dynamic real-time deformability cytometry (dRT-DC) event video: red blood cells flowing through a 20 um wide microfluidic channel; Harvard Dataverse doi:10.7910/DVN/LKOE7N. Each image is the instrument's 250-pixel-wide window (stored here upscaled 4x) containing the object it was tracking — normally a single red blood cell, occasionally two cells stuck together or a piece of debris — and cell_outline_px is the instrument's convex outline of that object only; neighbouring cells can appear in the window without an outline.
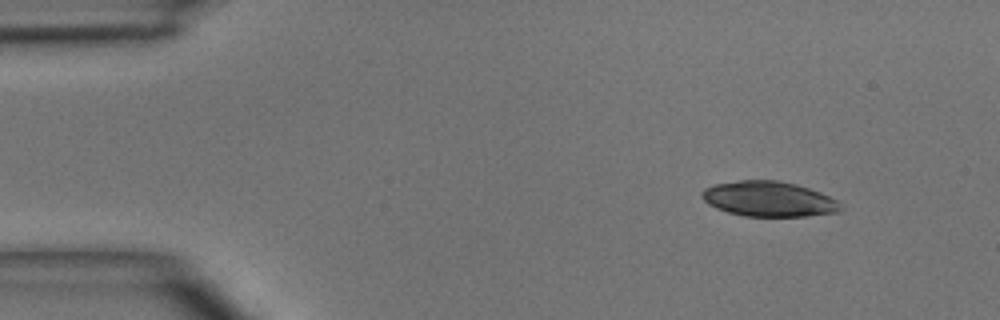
{"species": "common noctule bat (a hibernating species)", "species_latin": "Nyctalus noctula", "temperature_condition": "room temperature", "stored_images_in_passage": 5, "segment_of_instrument_passage": [2, 2], "camera_frame_rate_fps": 3000, "um_per_image_px": 0.085, "animal": {"sex": "male", "body_mass_g": 15.6}, "frame": {"image": 1, "passage_image": 5, "time_ms": 5.667, "image_size_px": [1000, 320], "cell_outline_px": [[844, 208], [840, 212], [808, 216], [744, 216], [728, 212], [716, 208], [708, 204], [700, 196], [700, 192], [704, 188], [716, 184], [740, 180], [776, 180], [796, 184], [820, 192], [836, 200]], "centroid_in_image_um": [65.34, 16.92], "position_along_channel_um": 19.7, "area_um2": 28.5}}